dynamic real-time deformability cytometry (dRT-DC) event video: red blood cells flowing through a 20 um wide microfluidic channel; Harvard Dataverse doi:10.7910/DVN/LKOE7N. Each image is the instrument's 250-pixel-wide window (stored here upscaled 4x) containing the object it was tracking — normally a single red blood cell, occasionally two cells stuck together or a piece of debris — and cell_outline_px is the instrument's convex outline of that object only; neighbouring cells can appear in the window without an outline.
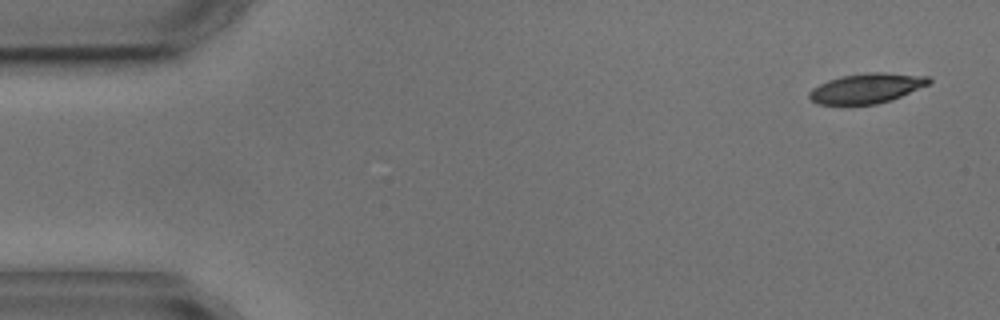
{"species": "common noctule bat (a hibernating species)", "species_latin": "Nyctalus noctula", "temperature_condition": "cold", "stored_images_in_passage": 4, "camera_frame_rate_fps": 3000, "um_per_image_px": 0.085, "animal": {"sex": "male", "body_mass_g": 17.9, "forearm_length_mm": 54.2}, "frame": {"image": 1, "passage_image": 1, "time_ms": 0.0, "image_size_px": [1000, 320], "cell_outline_px": [[932, 80], [928, 84], [892, 100], [876, 104], [816, 104], [808, 96], [808, 92], [812, 88], [828, 80], [844, 76], [868, 72], [884, 72], [928, 76]], "centroid_in_image_um": [73.66, 7.5], "position_along_channel_um": 11.3, "area_um2": 20.69}}
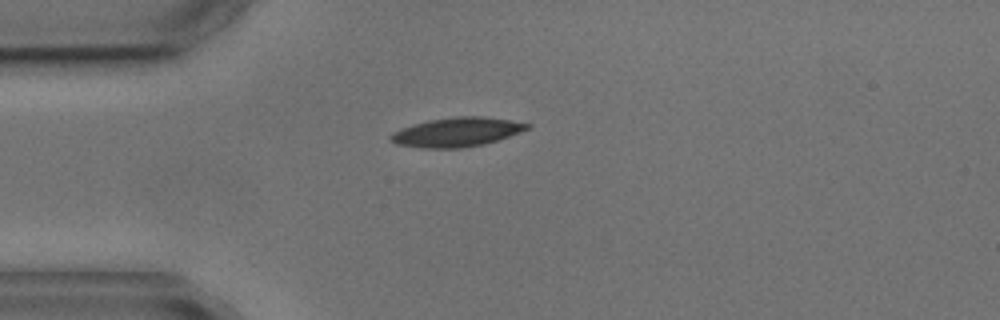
{"frame": {"image": 2, "passage_image": 4, "time_ms": 3.667, "image_size_px": [1000, 320], "cell_outline_px": [[532, 128], [484, 144], [460, 148], [420, 148], [396, 144], [388, 140], [388, 136], [392, 132], [400, 128], [428, 120], [460, 116], [480, 116], [508, 120], [532, 124]], "centroid_in_image_um": [38.78, 11.23], "position_along_channel_um": 46.2, "area_um2": 23.24}}